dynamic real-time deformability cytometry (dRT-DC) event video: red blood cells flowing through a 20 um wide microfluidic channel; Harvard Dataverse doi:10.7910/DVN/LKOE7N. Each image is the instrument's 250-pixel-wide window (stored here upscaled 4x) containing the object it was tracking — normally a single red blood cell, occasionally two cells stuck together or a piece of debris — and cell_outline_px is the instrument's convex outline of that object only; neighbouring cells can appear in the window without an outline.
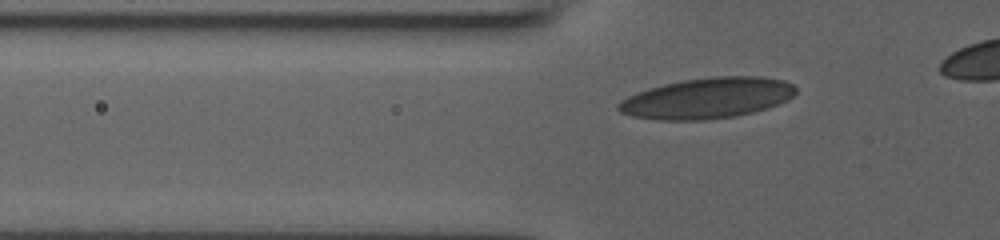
{"species": "human", "species_latin": "Homo sapiens", "temperature_condition": "room temperature", "stored_images_in_passage": 33, "camera_frame_rate_fps": 3000, "um_per_image_px": 0.085, "donor": {"sex": "male"}, "frame": {"image": 1, "passage_image": 7, "time_ms": 2.0, "image_size_px": [1000, 240], "cell_outline_px": [[796, 92], [788, 100], [768, 108], [736, 116], [708, 120], [660, 120], [632, 116], [620, 112], [616, 108], [616, 104], [620, 100], [636, 92], [648, 88], [680, 80], [716, 76], [764, 76], [784, 80], [792, 84], [796, 88]], "centroid_in_image_um": [60.11, 8.34], "position_along_channel_um": 65.7, "area_um2": 42.48}}
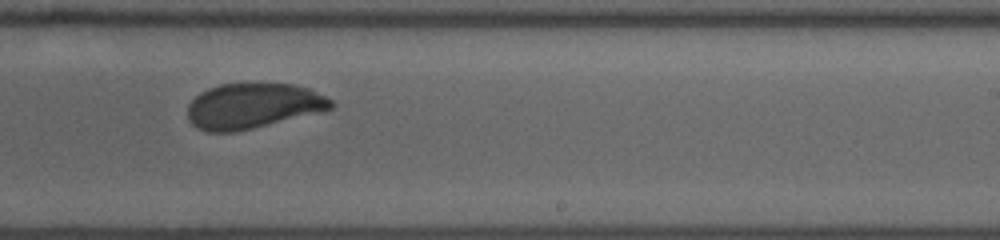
{"frame": {"image": 2, "passage_image": 22, "time_ms": 7.0, "image_size_px": [1000, 240], "cell_outline_px": [[336, 104], [332, 108], [324, 112], [236, 132], [208, 132], [196, 128], [188, 120], [188, 104], [200, 92], [208, 88], [220, 84], [292, 84], [308, 88], [332, 100]], "centroid_in_image_um": [21.51, 9.02], "position_along_channel_um": 267.5, "area_um2": 38.09}}
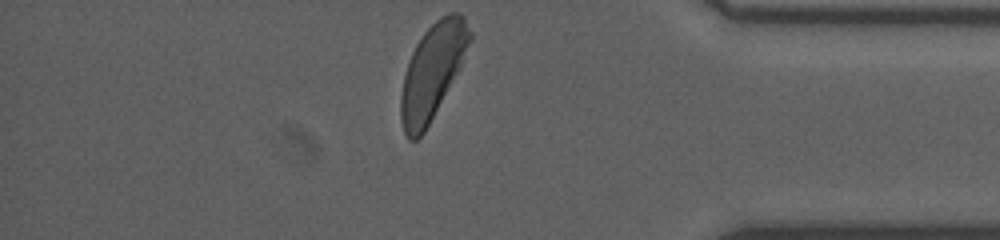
{"frame": {"image": 3, "passage_image": 33, "time_ms": 10.667, "image_size_px": [1000, 240], "cell_outline_px": [[472, 40], [460, 68], [424, 132], [416, 140], [408, 140], [404, 132], [400, 120], [400, 96], [404, 76], [408, 60], [416, 44], [424, 32], [440, 16], [448, 12], [460, 12], [464, 16], [472, 32]], "centroid_in_image_um": [36.76, 6.04], "position_along_channel_um": 398.4, "area_um2": 38.15}}